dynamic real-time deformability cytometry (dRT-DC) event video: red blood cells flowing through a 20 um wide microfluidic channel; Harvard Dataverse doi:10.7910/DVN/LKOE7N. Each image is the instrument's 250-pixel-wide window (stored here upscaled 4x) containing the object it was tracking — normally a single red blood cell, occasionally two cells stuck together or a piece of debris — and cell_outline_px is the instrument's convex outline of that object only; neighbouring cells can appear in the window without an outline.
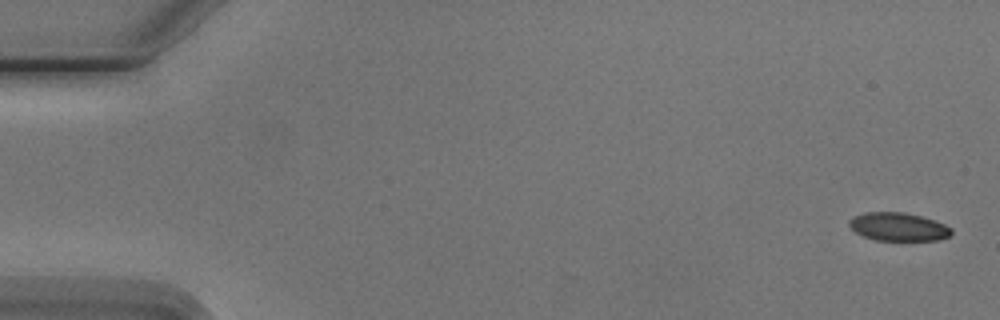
{"species": "Egyptian fruit bat (a non-hibernating species)", "species_latin": "Rousettus aegyptiacus", "temperature_condition": "cold", "stored_images_in_passage": 5, "camera_frame_rate_fps": 3000, "um_per_image_px": 0.085, "animal": {"sex": "male"}, "frame": {"image": 1, "passage_image": 1, "time_ms": 0.0, "image_size_px": [1000, 320], "cell_outline_px": [[952, 232], [948, 236], [940, 240], [876, 240], [864, 236], [856, 232], [848, 224], [848, 220], [852, 216], [864, 212], [904, 212], [936, 220], [952, 228]], "centroid_in_image_um": [76.35, 19.26], "position_along_channel_um": 8.7, "area_um2": 16.88}}
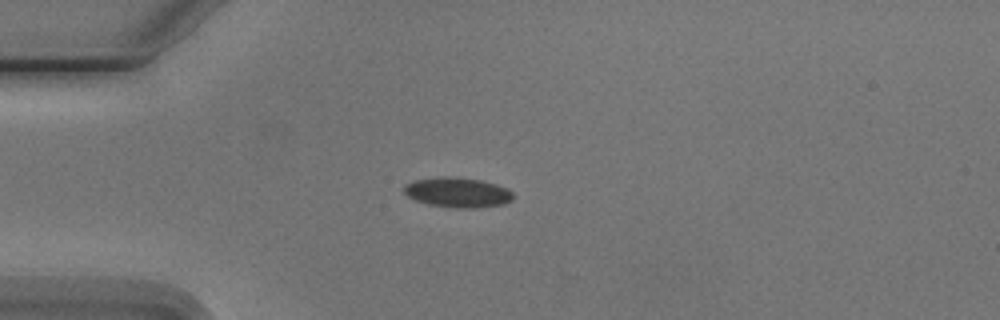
{"frame": {"image": 2, "passage_image": 5, "time_ms": 4.333, "image_size_px": [1000, 320], "cell_outline_px": [[512, 200], [504, 204], [476, 208], [456, 208], [428, 204], [416, 200], [408, 196], [404, 192], [404, 184], [412, 180], [444, 176], [448, 176], [480, 180], [496, 184], [508, 188], [512, 192]], "centroid_in_image_um": [38.89, 16.35], "position_along_channel_um": 46.1, "area_um2": 19.07}}